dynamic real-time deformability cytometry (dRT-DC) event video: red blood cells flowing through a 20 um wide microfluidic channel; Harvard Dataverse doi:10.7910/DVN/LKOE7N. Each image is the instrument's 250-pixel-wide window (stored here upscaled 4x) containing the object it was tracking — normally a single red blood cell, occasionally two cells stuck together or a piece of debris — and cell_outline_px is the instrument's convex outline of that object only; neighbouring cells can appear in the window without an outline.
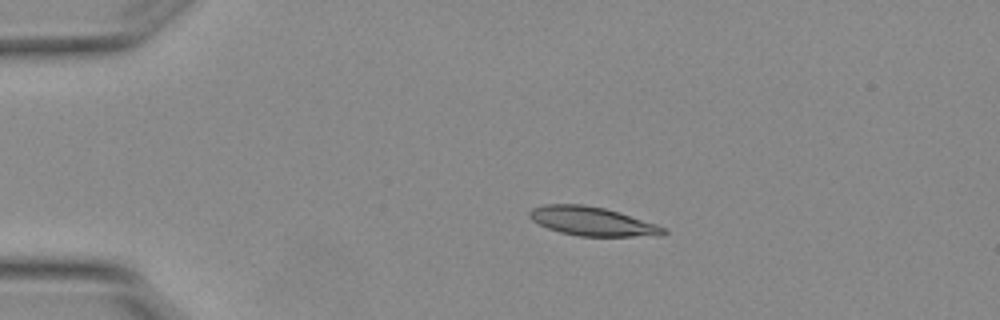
{"species": "Egyptian fruit bat (a non-hibernating species)", "species_latin": "Rousettus aegyptiacus", "temperature_condition": "warm", "stored_images_in_passage": 3, "camera_frame_rate_fps": 3000, "um_per_image_px": 0.085, "animal": {"sex": "female"}, "frame": {"image": 1, "passage_image": 1, "time_ms": 0.0, "image_size_px": [1000, 320], "cell_outline_px": [[668, 232], [660, 236], [580, 236], [560, 232], [548, 228], [532, 220], [528, 216], [528, 212], [532, 208], [544, 204], [584, 204], [604, 208], [656, 224], [668, 228]], "centroid_in_image_um": [50.34, 18.81], "position_along_channel_um": 34.7, "area_um2": 22.48}}
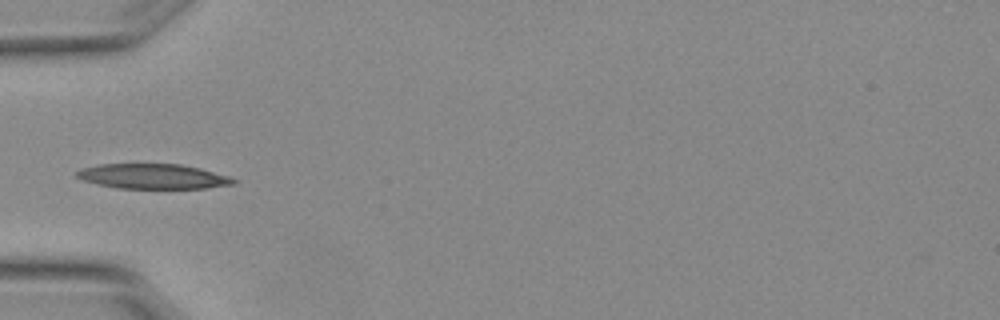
{"frame": {"image": 2, "passage_image": 3, "time_ms": 0.667, "image_size_px": [1000, 320], "cell_outline_px": [[236, 184], [204, 188], [116, 188], [96, 184], [84, 180], [76, 176], [76, 172], [80, 168], [100, 164], [180, 164], [200, 168], [228, 176], [236, 180]], "centroid_in_image_um": [12.98, 14.99], "position_along_channel_um": 72.0, "area_um2": 22.72}}